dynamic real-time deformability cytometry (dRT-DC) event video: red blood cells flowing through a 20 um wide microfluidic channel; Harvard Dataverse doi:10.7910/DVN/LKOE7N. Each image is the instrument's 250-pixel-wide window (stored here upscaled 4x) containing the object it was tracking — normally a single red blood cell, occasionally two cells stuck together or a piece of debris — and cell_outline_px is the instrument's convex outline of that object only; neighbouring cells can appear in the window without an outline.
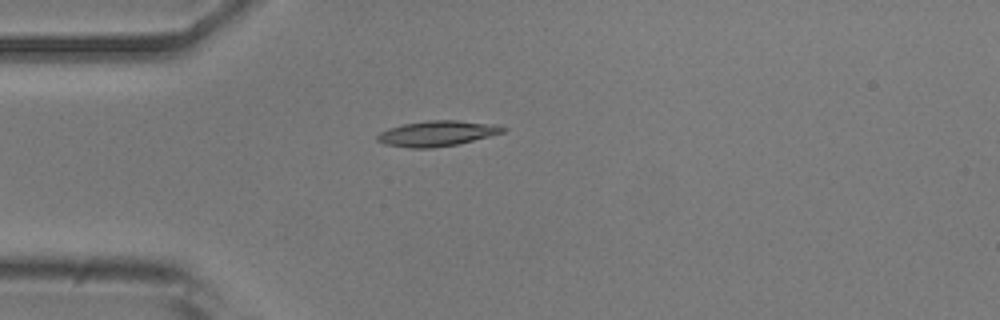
{"species": "common noctule bat (a hibernating species)", "species_latin": "Nyctalus noctula", "temperature_condition": "room temperature", "stored_images_in_passage": 5, "camera_frame_rate_fps": 3000, "um_per_image_px": 0.085, "animal": {"sex": "male", "body_mass_g": 20.5, "forearm_length_mm": 52.5}, "frame": {"image": 1, "passage_image": 5, "time_ms": 1.333, "image_size_px": [1000, 320], "cell_outline_px": [[508, 128], [504, 132], [460, 144], [432, 148], [408, 148], [384, 144], [376, 140], [376, 136], [380, 132], [388, 128], [404, 124], [428, 120], [456, 120], [500, 124]], "centroid_in_image_um": [37.18, 11.34], "position_along_channel_um": 47.8, "area_um2": 18.9}}